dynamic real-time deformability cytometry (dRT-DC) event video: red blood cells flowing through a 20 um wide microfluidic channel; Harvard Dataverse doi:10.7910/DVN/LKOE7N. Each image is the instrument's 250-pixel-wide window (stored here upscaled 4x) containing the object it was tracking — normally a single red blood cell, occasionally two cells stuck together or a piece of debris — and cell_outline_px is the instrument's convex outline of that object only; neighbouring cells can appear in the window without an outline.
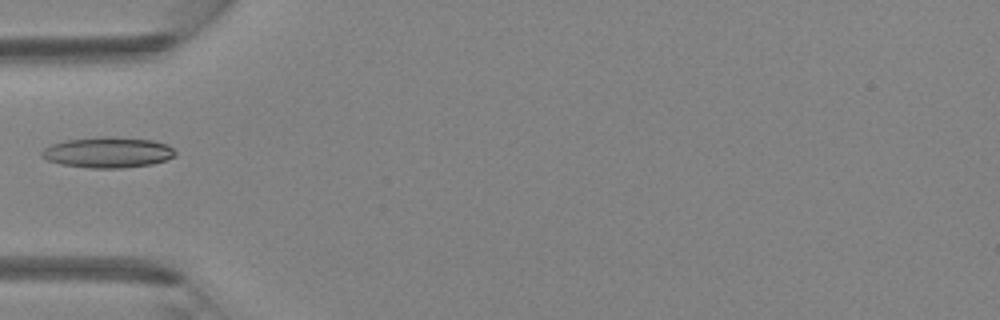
{"species": "Egyptian fruit bat (a non-hibernating species)", "species_latin": "Rousettus aegyptiacus", "temperature_condition": "room temperature", "stored_images_in_passage": 3, "camera_frame_rate_fps": 3000, "um_per_image_px": 0.085, "animal": {"sex": "female"}, "frame": {"image": 1, "passage_image": 3, "time_ms": 0.667, "image_size_px": [1000, 320], "cell_outline_px": [[176, 156], [152, 164], [120, 168], [88, 168], [60, 164], [48, 160], [40, 156], [40, 152], [44, 148], [52, 144], [68, 140], [100, 136], [104, 136], [152, 140], [168, 144], [176, 152]], "centroid_in_image_um": [9.16, 12.95], "position_along_channel_um": 75.8, "area_um2": 23.87}}